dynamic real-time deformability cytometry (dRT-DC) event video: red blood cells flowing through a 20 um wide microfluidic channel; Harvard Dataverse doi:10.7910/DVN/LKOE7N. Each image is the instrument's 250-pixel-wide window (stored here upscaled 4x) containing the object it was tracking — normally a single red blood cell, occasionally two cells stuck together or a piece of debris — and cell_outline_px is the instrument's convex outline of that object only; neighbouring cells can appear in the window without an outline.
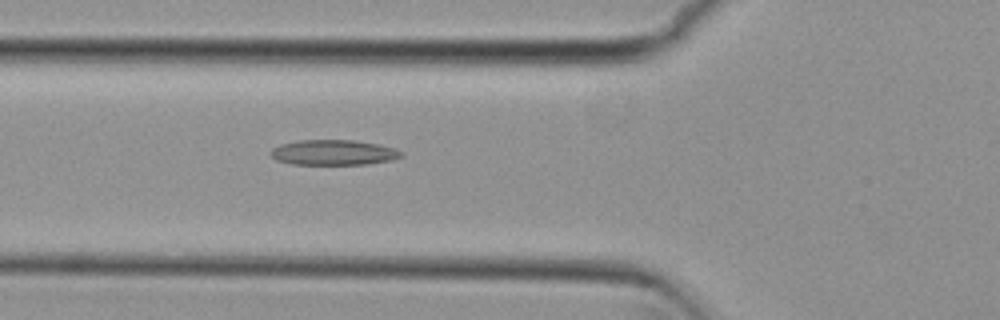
{"species": "common noctule bat (a hibernating species)", "species_latin": "Nyctalus noctula", "temperature_condition": "cold", "stored_images_in_passage": 34, "camera_frame_rate_fps": 3000, "um_per_image_px": 0.085, "animal": {"sex": "female", "body_mass_g": 29.2, "forearm_length_mm": 56.3}, "frame": {"image": 1, "passage_image": 4, "time_ms": 1.0, "image_size_px": [1000, 320], "cell_outline_px": [[404, 156], [392, 160], [368, 164], [292, 164], [276, 160], [268, 152], [272, 148], [280, 144], [300, 140], [352, 140], [376, 144], [396, 148], [404, 152]], "centroid_in_image_um": [28.36, 12.96], "position_along_channel_um": 97.4, "area_um2": 19.31}}
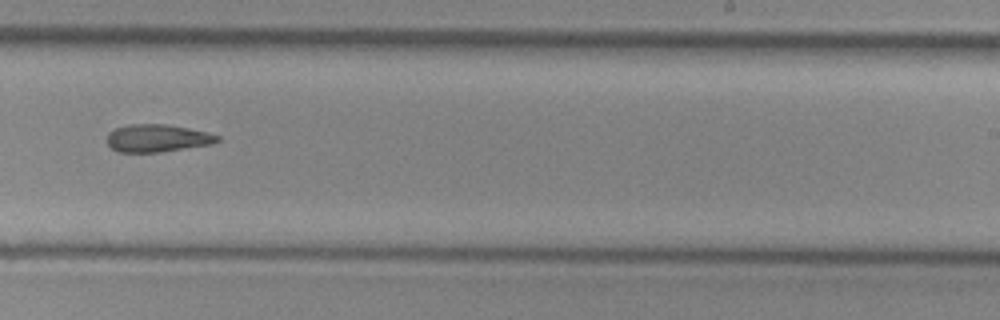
{"frame": {"image": 2, "passage_image": 18, "time_ms": 5.667, "image_size_px": [1000, 320], "cell_outline_px": [[220, 140], [212, 144], [160, 152], [116, 152], [108, 144], [108, 132], [116, 128], [128, 124], [168, 124], [208, 132], [220, 136]], "centroid_in_image_um": [13.38, 11.74], "position_along_channel_um": 275.6, "area_um2": 17.8}}
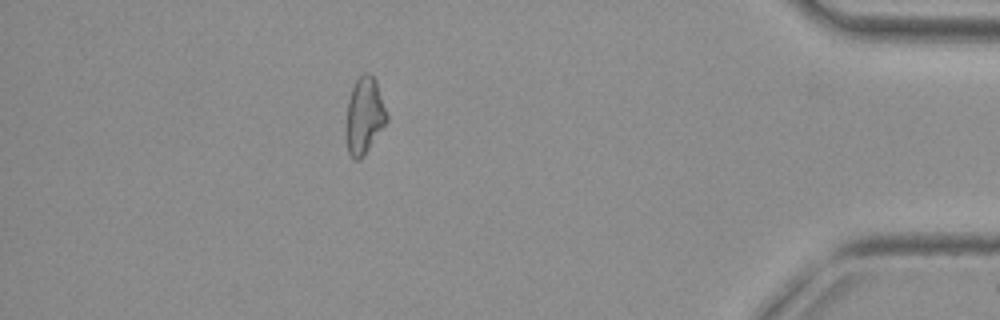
{"frame": {"image": 3, "passage_image": 32, "time_ms": 10.333, "image_size_px": [1000, 320], "cell_outline_px": [[388, 120], [364, 156], [360, 160], [356, 160], [348, 152], [344, 136], [344, 128], [348, 100], [352, 88], [356, 80], [364, 72], [368, 72], [376, 80], [388, 116]], "centroid_in_image_um": [30.94, 9.86], "position_along_channel_um": 404.3, "area_um2": 18.5}}